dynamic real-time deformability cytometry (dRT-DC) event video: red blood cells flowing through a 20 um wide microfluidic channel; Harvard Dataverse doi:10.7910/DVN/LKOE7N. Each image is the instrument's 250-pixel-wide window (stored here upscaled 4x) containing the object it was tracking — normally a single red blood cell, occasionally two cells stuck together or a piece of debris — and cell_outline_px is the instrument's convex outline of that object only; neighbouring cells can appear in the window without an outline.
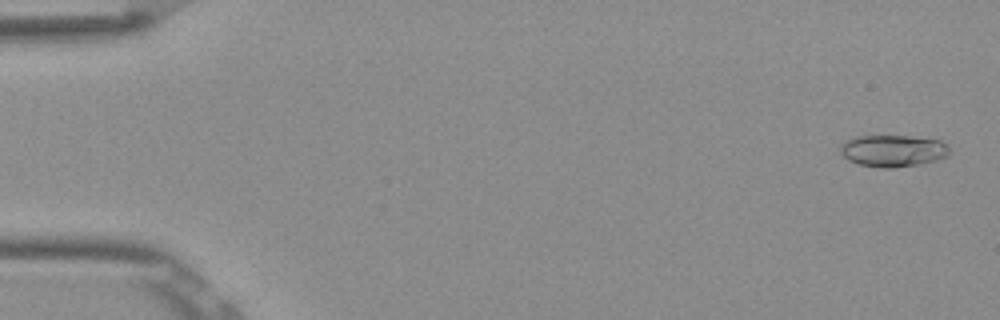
{"species": "Egyptian fruit bat (a non-hibernating species)", "species_latin": "Rousettus aegyptiacus", "temperature_condition": "room temperature", "stored_images_in_passage": 53, "camera_frame_rate_fps": 3000, "um_per_image_px": 0.085, "frame": {"image": 1, "passage_image": 2, "time_ms": 0.333, "image_size_px": [1000, 320], "cell_outline_px": [[948, 156], [936, 160], [920, 164], [892, 168], [880, 168], [860, 164], [848, 160], [840, 152], [840, 144], [856, 136], [908, 136], [940, 140], [948, 148]], "centroid_in_image_um": [75.88, 12.82], "position_along_channel_um": 9.1, "area_um2": 20.11}}
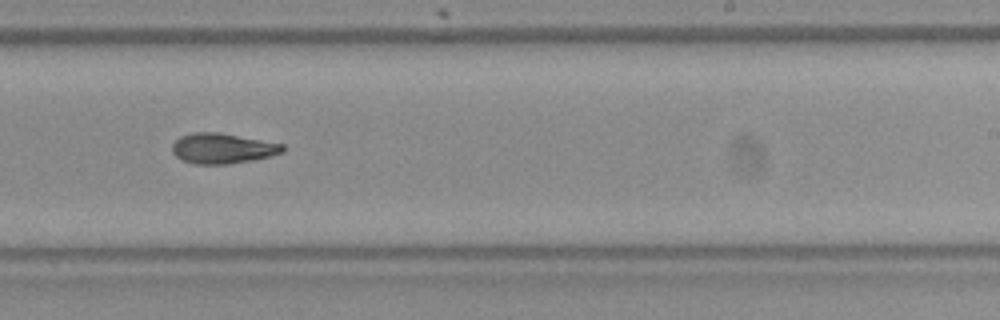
{"frame": {"image": 2, "passage_image": 33, "time_ms": 10.667, "image_size_px": [1000, 320], "cell_outline_px": [[284, 152], [272, 156], [252, 160], [228, 164], [196, 164], [180, 160], [172, 152], [172, 144], [180, 136], [192, 132], [220, 132], [284, 144]], "centroid_in_image_um": [18.91, 12.61], "position_along_channel_um": 270.1, "area_um2": 19.71}}
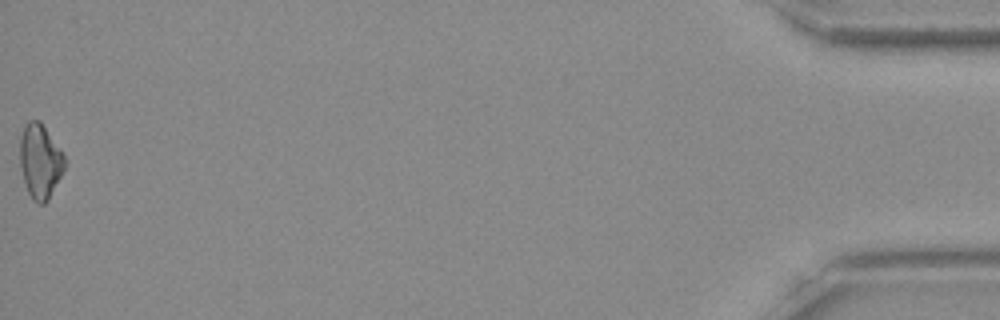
{"frame": {"image": 3, "passage_image": 53, "time_ms": 17.333, "image_size_px": [1000, 320], "cell_outline_px": [[64, 168], [48, 200], [44, 204], [40, 204], [32, 200], [28, 192], [24, 180], [20, 164], [20, 140], [24, 124], [28, 120], [40, 120], [60, 148], [64, 156]], "centroid_in_image_um": [3.39, 13.68], "position_along_channel_um": 431.8, "area_um2": 19.19}, "authors_computed_cell_mechanics": {"area_um2": 19.363, "velocity_mm_per_s": 3.8899, "shape_relaxation_time_tau1_ms": 10.6048, "shape_relaxation_time_tau2_ms": null, "deformation_change_tau1": 0.1925, "deformation_change_tau2": null}}